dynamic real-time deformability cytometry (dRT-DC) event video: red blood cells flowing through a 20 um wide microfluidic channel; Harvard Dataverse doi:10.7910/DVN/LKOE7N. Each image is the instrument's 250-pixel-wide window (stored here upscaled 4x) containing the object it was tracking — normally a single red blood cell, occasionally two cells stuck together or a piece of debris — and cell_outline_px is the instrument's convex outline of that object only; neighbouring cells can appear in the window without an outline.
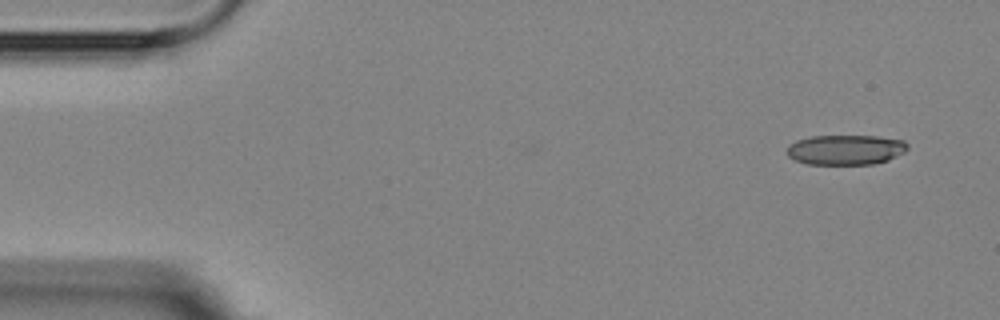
{"species": "Egyptian fruit bat (a non-hibernating species)", "species_latin": "Rousettus aegyptiacus", "temperature_condition": "room temperature", "stored_images_in_passage": 4, "camera_frame_rate_fps": 3000, "um_per_image_px": 0.085, "animal": {"sex": "female"}, "frame": {"image": 1, "passage_image": 1, "time_ms": 0.0, "image_size_px": [1000, 320], "cell_outline_px": [[908, 148], [904, 152], [888, 160], [872, 164], [804, 164], [788, 156], [788, 144], [796, 140], [808, 136], [876, 136], [904, 140], [908, 144]], "centroid_in_image_um": [71.87, 12.72], "position_along_channel_um": 13.1, "area_um2": 21.15}}